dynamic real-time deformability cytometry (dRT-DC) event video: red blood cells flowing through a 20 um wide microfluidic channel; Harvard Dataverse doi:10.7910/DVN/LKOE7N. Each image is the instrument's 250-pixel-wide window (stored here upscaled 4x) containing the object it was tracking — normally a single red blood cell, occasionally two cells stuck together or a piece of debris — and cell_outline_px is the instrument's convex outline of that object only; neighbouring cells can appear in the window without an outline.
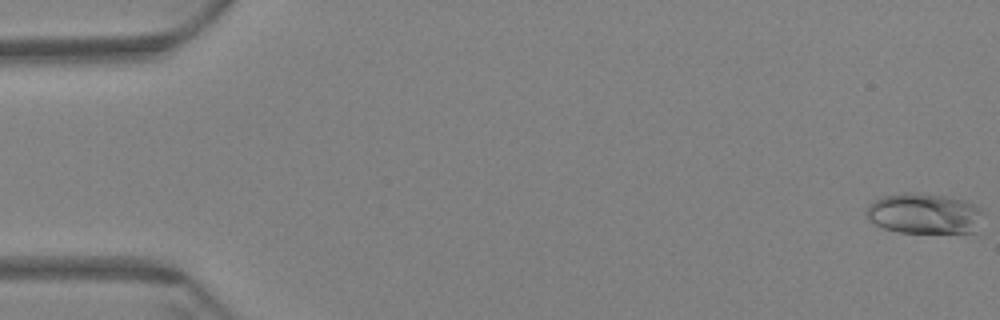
{"species": "Egyptian fruit bat (a non-hibernating species)", "species_latin": "Rousettus aegyptiacus", "temperature_condition": "warm", "stored_images_in_passage": 61, "camera_frame_rate_fps": 3000, "um_per_image_px": 0.085, "animal": {"sex": "female"}, "frame": {"image": 1, "passage_image": 1, "time_ms": 0.0, "image_size_px": [1000, 320], "cell_outline_px": [[980, 212], [972, 232], [900, 232], [884, 228], [876, 224], [864, 212], [868, 204], [880, 196], [904, 192], [920, 192], [944, 196], [964, 200], [980, 208]], "centroid_in_image_um": [78.44, 18.11], "position_along_channel_um": 6.6, "area_um2": 27.05}}
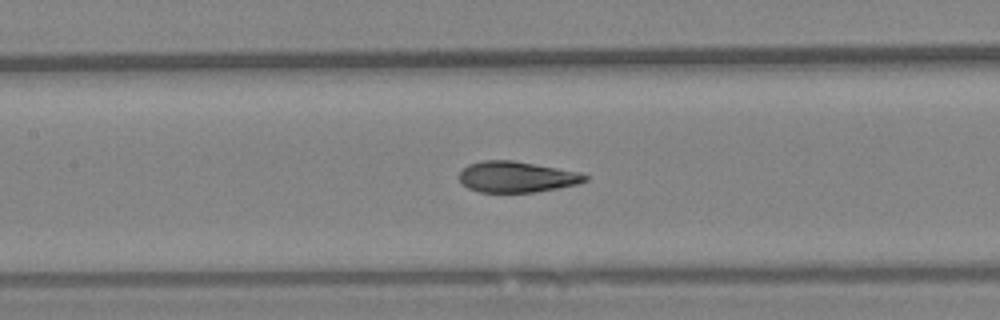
{"frame": {"image": 2, "passage_image": 29, "time_ms": 9.333, "image_size_px": [1000, 320], "cell_outline_px": [[588, 180], [580, 184], [536, 192], [480, 192], [468, 188], [460, 180], [460, 172], [468, 164], [480, 160], [512, 160], [536, 164], [580, 172], [588, 176]], "centroid_in_image_um": [43.95, 15.03], "position_along_channel_um": 163.5, "area_um2": 22.77}}
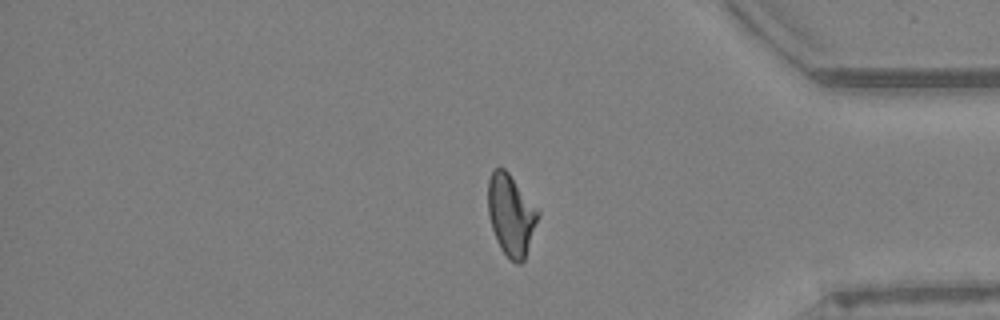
{"frame": {"image": 3, "passage_image": 51, "time_ms": 16.667, "image_size_px": [1000, 320], "cell_outline_px": [[540, 216], [524, 260], [520, 264], [516, 264], [500, 248], [496, 240], [492, 228], [488, 212], [488, 180], [492, 172], [496, 168], [504, 168], [508, 172], [540, 212]], "centroid_in_image_um": [43.44, 18.28], "position_along_channel_um": 391.8, "area_um2": 23.47}, "authors_computed_cell_mechanics": {"area_um2": 23.6402, "velocity_mm_per_s": 3.4142, "shape_relaxation_time_tau1_ms": null, "shape_relaxation_time_tau2_ms": 1.4791, "deformation_change_tau1": null, "deformation_change_tau2": 0.0783}}